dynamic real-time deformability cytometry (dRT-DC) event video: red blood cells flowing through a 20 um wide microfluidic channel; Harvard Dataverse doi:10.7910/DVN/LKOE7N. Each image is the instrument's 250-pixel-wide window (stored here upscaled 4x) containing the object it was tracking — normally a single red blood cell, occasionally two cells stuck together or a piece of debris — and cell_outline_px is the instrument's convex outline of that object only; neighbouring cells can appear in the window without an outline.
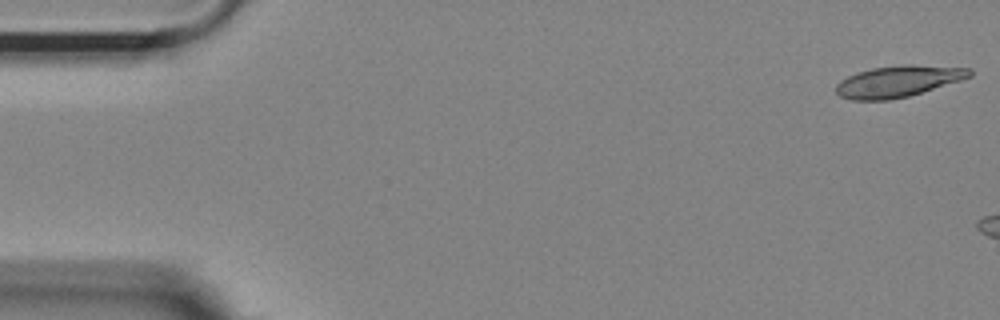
{"species": "Egyptian fruit bat (a non-hibernating species)", "species_latin": "Rousettus aegyptiacus", "temperature_condition": "room temperature", "stored_images_in_passage": 6, "camera_frame_rate_fps": 3000, "um_per_image_px": 0.085, "animal": {"sex": "female"}, "frame": {"image": 1, "passage_image": 1, "time_ms": 0.0, "image_size_px": [1000, 320], "cell_outline_px": [[972, 76], [960, 80], [908, 96], [888, 100], [852, 100], [840, 96], [836, 92], [836, 84], [840, 80], [856, 72], [872, 68], [904, 64], [912, 64], [972, 68]], "centroid_in_image_um": [76.33, 6.9], "position_along_channel_um": 8.7, "area_um2": 24.39}}